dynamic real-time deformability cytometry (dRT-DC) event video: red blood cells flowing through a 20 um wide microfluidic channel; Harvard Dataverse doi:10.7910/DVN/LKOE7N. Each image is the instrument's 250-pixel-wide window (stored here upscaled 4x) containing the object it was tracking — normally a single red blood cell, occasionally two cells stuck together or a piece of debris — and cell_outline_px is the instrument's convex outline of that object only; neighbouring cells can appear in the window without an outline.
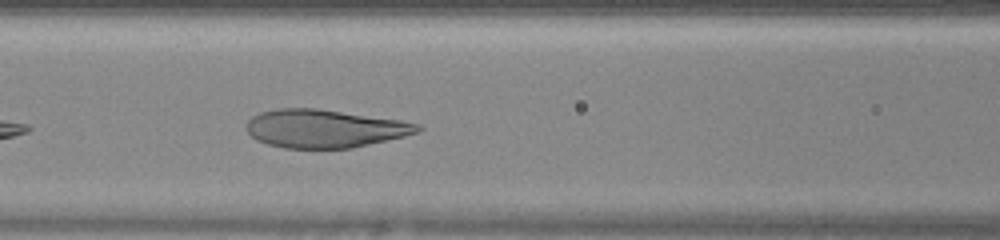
{"species": "human", "species_latin": "Homo sapiens", "temperature_condition": "warm", "stored_images_in_passage": 28, "camera_frame_rate_fps": 3000, "um_per_image_px": 0.085, "donor": {"sex": "female"}, "frame": {"image": 1, "passage_image": 6, "time_ms": 1.667, "image_size_px": [1000, 240], "cell_outline_px": [[424, 128], [416, 132], [404, 136], [352, 148], [284, 148], [268, 144], [256, 140], [244, 128], [244, 124], [252, 116], [260, 112], [276, 108], [316, 108], [400, 120], [420, 124]], "centroid_in_image_um": [27.54, 10.92], "position_along_channel_um": 139.1, "area_um2": 38.09}}
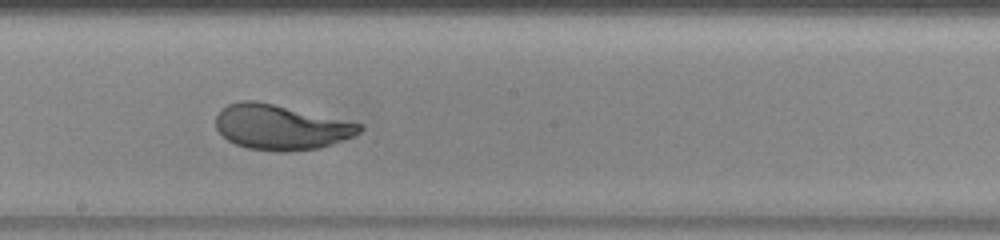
{"frame": {"image": 2, "passage_image": 12, "time_ms": 3.667, "image_size_px": [1000, 240], "cell_outline_px": [[364, 128], [360, 132], [352, 136], [320, 148], [288, 152], [276, 152], [248, 148], [236, 144], [228, 140], [216, 128], [216, 116], [220, 108], [228, 104], [240, 100], [256, 100], [364, 124]], "centroid_in_image_um": [23.85, 10.8], "position_along_channel_um": 224.3, "area_um2": 37.86}}
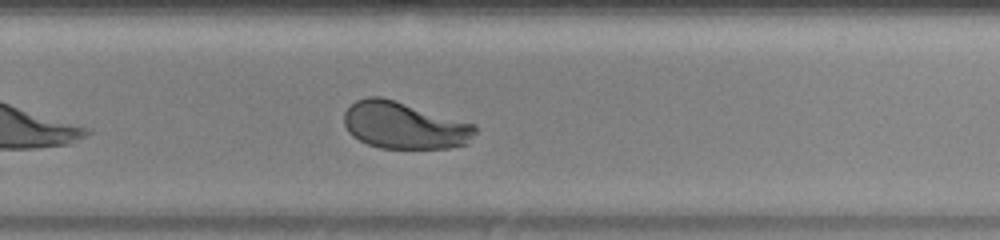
{"frame": {"image": 3, "passage_image": 17, "time_ms": 5.333, "image_size_px": [1000, 240], "cell_outline_px": [[476, 132], [468, 144], [452, 148], [380, 148], [368, 144], [352, 136], [348, 132], [344, 124], [344, 112], [356, 100], [368, 96], [380, 96], [476, 124]], "centroid_in_image_um": [34.37, 10.67], "position_along_channel_um": 295.4, "area_um2": 35.95}, "authors_computed_cell_mechanics": {"area_um2": 36.3562, "velocity_mm_per_s": 4.2733, "shape_relaxation_time_tau1_ms": 3.705, "shape_relaxation_time_tau2_ms": null, "deformation_change_tau1": 0.2105, "deformation_change_tau2": null}}